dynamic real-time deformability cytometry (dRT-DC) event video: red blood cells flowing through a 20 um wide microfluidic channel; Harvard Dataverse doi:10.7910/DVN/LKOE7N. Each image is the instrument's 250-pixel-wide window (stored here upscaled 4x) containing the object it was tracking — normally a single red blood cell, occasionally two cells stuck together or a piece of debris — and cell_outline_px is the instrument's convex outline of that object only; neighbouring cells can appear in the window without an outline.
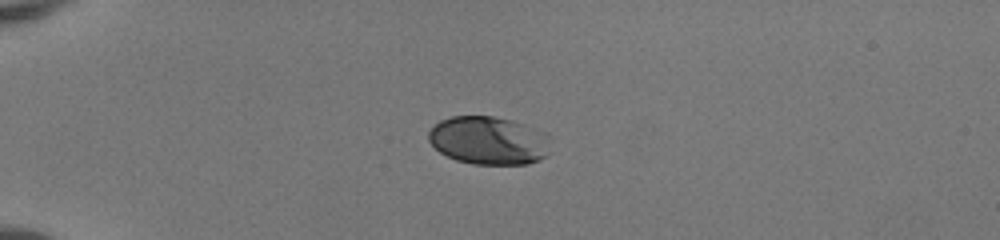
{"species": "human", "species_latin": "Homo sapiens", "temperature_condition": "room temperature", "stored_images_in_passage": 38, "camera_frame_rate_fps": 3000, "um_per_image_px": 0.085, "donor": {"sex": "female"}, "frame": {"image": 1, "passage_image": 1, "time_ms": 0.0, "image_size_px": [1000, 240], "cell_outline_px": [[548, 156], [540, 160], [528, 164], [472, 164], [456, 160], [440, 152], [428, 140], [428, 132], [440, 120], [452, 116], [492, 116], [512, 120], [524, 124]], "centroid_in_image_um": [41.28, 11.96], "position_along_channel_um": 43.7, "area_um2": 32.37}}
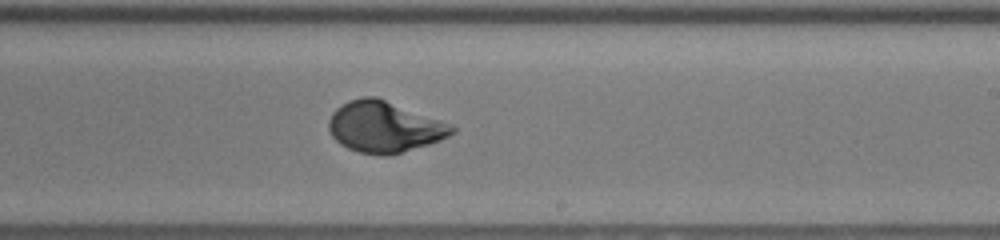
{"frame": {"image": 2, "passage_image": 20, "time_ms": 6.333, "image_size_px": [1000, 240], "cell_outline_px": [[456, 132], [440, 140], [428, 144], [388, 156], [380, 156], [360, 152], [348, 148], [340, 144], [332, 136], [328, 128], [328, 120], [332, 112], [336, 108], [348, 100], [364, 96], [376, 96], [452, 124], [456, 128]], "centroid_in_image_um": [32.66, 10.78], "position_along_channel_um": 256.3, "area_um2": 36.76}}
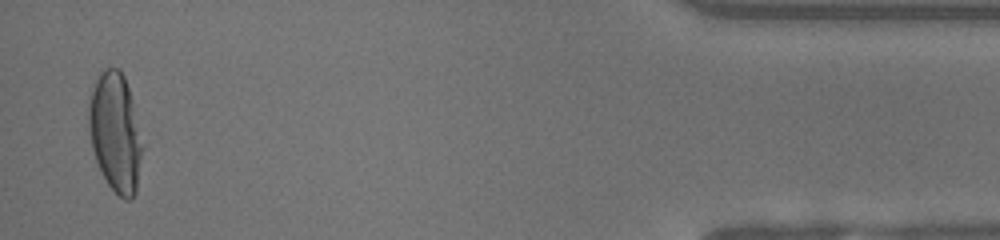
{"frame": {"image": 3, "passage_image": 37, "time_ms": 12.0, "image_size_px": [1000, 240], "cell_outline_px": [[144, 144], [136, 192], [128, 200], [124, 200], [108, 184], [96, 160], [92, 148], [88, 128], [88, 108], [92, 92], [96, 80], [100, 72], [104, 68], [120, 68], [124, 76], [132, 100]], "centroid_in_image_um": [9.82, 11.25], "position_along_channel_um": 425.4, "area_um2": 37.17}, "authors_computed_cell_mechanics": {"area_um2": 35.4314, "velocity_mm_per_s": 4.1264, "shape_relaxation_time_tau1_ms": 2.9714, "shape_relaxation_time_tau2_ms": null, "deformation_change_tau1": 0.1766, "deformation_change_tau2": null}}